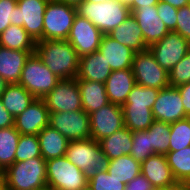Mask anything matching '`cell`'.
<instances>
[{
  "mask_svg": "<svg viewBox=\"0 0 190 190\" xmlns=\"http://www.w3.org/2000/svg\"><path fill=\"white\" fill-rule=\"evenodd\" d=\"M35 53L58 78H76L79 56L67 40H40Z\"/></svg>",
  "mask_w": 190,
  "mask_h": 190,
  "instance_id": "cell-1",
  "label": "cell"
},
{
  "mask_svg": "<svg viewBox=\"0 0 190 190\" xmlns=\"http://www.w3.org/2000/svg\"><path fill=\"white\" fill-rule=\"evenodd\" d=\"M3 185L8 190L46 189V160L36 157L26 161H15L4 171Z\"/></svg>",
  "mask_w": 190,
  "mask_h": 190,
  "instance_id": "cell-2",
  "label": "cell"
},
{
  "mask_svg": "<svg viewBox=\"0 0 190 190\" xmlns=\"http://www.w3.org/2000/svg\"><path fill=\"white\" fill-rule=\"evenodd\" d=\"M76 8L77 14L88 19L103 35L111 33L131 14L129 6L119 0H109L101 3L84 0Z\"/></svg>",
  "mask_w": 190,
  "mask_h": 190,
  "instance_id": "cell-3",
  "label": "cell"
},
{
  "mask_svg": "<svg viewBox=\"0 0 190 190\" xmlns=\"http://www.w3.org/2000/svg\"><path fill=\"white\" fill-rule=\"evenodd\" d=\"M65 157L76 165L89 180L98 172L107 170L109 159L94 139L69 141Z\"/></svg>",
  "mask_w": 190,
  "mask_h": 190,
  "instance_id": "cell-4",
  "label": "cell"
},
{
  "mask_svg": "<svg viewBox=\"0 0 190 190\" xmlns=\"http://www.w3.org/2000/svg\"><path fill=\"white\" fill-rule=\"evenodd\" d=\"M60 80L37 54L33 53L22 69L18 84L22 85L36 99H43Z\"/></svg>",
  "mask_w": 190,
  "mask_h": 190,
  "instance_id": "cell-5",
  "label": "cell"
},
{
  "mask_svg": "<svg viewBox=\"0 0 190 190\" xmlns=\"http://www.w3.org/2000/svg\"><path fill=\"white\" fill-rule=\"evenodd\" d=\"M76 15L75 6L49 0L44 12L43 40H66Z\"/></svg>",
  "mask_w": 190,
  "mask_h": 190,
  "instance_id": "cell-6",
  "label": "cell"
},
{
  "mask_svg": "<svg viewBox=\"0 0 190 190\" xmlns=\"http://www.w3.org/2000/svg\"><path fill=\"white\" fill-rule=\"evenodd\" d=\"M47 188L51 190H80L88 185V179L65 156L46 161Z\"/></svg>",
  "mask_w": 190,
  "mask_h": 190,
  "instance_id": "cell-7",
  "label": "cell"
},
{
  "mask_svg": "<svg viewBox=\"0 0 190 190\" xmlns=\"http://www.w3.org/2000/svg\"><path fill=\"white\" fill-rule=\"evenodd\" d=\"M131 69L138 85L159 90L170 86L169 73L156 62L149 49L135 53Z\"/></svg>",
  "mask_w": 190,
  "mask_h": 190,
  "instance_id": "cell-8",
  "label": "cell"
},
{
  "mask_svg": "<svg viewBox=\"0 0 190 190\" xmlns=\"http://www.w3.org/2000/svg\"><path fill=\"white\" fill-rule=\"evenodd\" d=\"M49 0H17L13 25L22 26L38 42L43 40L44 12Z\"/></svg>",
  "mask_w": 190,
  "mask_h": 190,
  "instance_id": "cell-9",
  "label": "cell"
},
{
  "mask_svg": "<svg viewBox=\"0 0 190 190\" xmlns=\"http://www.w3.org/2000/svg\"><path fill=\"white\" fill-rule=\"evenodd\" d=\"M156 62L169 71L188 53L190 42L179 33L169 32L158 42L148 47Z\"/></svg>",
  "mask_w": 190,
  "mask_h": 190,
  "instance_id": "cell-10",
  "label": "cell"
},
{
  "mask_svg": "<svg viewBox=\"0 0 190 190\" xmlns=\"http://www.w3.org/2000/svg\"><path fill=\"white\" fill-rule=\"evenodd\" d=\"M49 126L69 141L91 139L89 114L84 110L50 113Z\"/></svg>",
  "mask_w": 190,
  "mask_h": 190,
  "instance_id": "cell-11",
  "label": "cell"
},
{
  "mask_svg": "<svg viewBox=\"0 0 190 190\" xmlns=\"http://www.w3.org/2000/svg\"><path fill=\"white\" fill-rule=\"evenodd\" d=\"M43 100L50 113L83 110L77 79H61Z\"/></svg>",
  "mask_w": 190,
  "mask_h": 190,
  "instance_id": "cell-12",
  "label": "cell"
},
{
  "mask_svg": "<svg viewBox=\"0 0 190 190\" xmlns=\"http://www.w3.org/2000/svg\"><path fill=\"white\" fill-rule=\"evenodd\" d=\"M91 138L99 141L125 127L122 106L109 103L89 114Z\"/></svg>",
  "mask_w": 190,
  "mask_h": 190,
  "instance_id": "cell-13",
  "label": "cell"
},
{
  "mask_svg": "<svg viewBox=\"0 0 190 190\" xmlns=\"http://www.w3.org/2000/svg\"><path fill=\"white\" fill-rule=\"evenodd\" d=\"M103 33L88 19L76 15L68 38L79 57L98 51Z\"/></svg>",
  "mask_w": 190,
  "mask_h": 190,
  "instance_id": "cell-14",
  "label": "cell"
},
{
  "mask_svg": "<svg viewBox=\"0 0 190 190\" xmlns=\"http://www.w3.org/2000/svg\"><path fill=\"white\" fill-rule=\"evenodd\" d=\"M152 114L154 120L169 124L187 118L179 89L171 86L160 89Z\"/></svg>",
  "mask_w": 190,
  "mask_h": 190,
  "instance_id": "cell-15",
  "label": "cell"
},
{
  "mask_svg": "<svg viewBox=\"0 0 190 190\" xmlns=\"http://www.w3.org/2000/svg\"><path fill=\"white\" fill-rule=\"evenodd\" d=\"M50 112L43 99H35L14 119L15 129L22 135H37L49 125Z\"/></svg>",
  "mask_w": 190,
  "mask_h": 190,
  "instance_id": "cell-16",
  "label": "cell"
},
{
  "mask_svg": "<svg viewBox=\"0 0 190 190\" xmlns=\"http://www.w3.org/2000/svg\"><path fill=\"white\" fill-rule=\"evenodd\" d=\"M137 21L139 28L143 33L145 44L149 47L158 42L170 31L158 16L156 6L138 7L131 13Z\"/></svg>",
  "mask_w": 190,
  "mask_h": 190,
  "instance_id": "cell-17",
  "label": "cell"
},
{
  "mask_svg": "<svg viewBox=\"0 0 190 190\" xmlns=\"http://www.w3.org/2000/svg\"><path fill=\"white\" fill-rule=\"evenodd\" d=\"M141 174L154 188L168 189L178 184L164 154H153L141 162Z\"/></svg>",
  "mask_w": 190,
  "mask_h": 190,
  "instance_id": "cell-18",
  "label": "cell"
},
{
  "mask_svg": "<svg viewBox=\"0 0 190 190\" xmlns=\"http://www.w3.org/2000/svg\"><path fill=\"white\" fill-rule=\"evenodd\" d=\"M98 51L109 63L112 71L131 69L135 52L109 35L102 36Z\"/></svg>",
  "mask_w": 190,
  "mask_h": 190,
  "instance_id": "cell-19",
  "label": "cell"
},
{
  "mask_svg": "<svg viewBox=\"0 0 190 190\" xmlns=\"http://www.w3.org/2000/svg\"><path fill=\"white\" fill-rule=\"evenodd\" d=\"M104 84L109 101L123 106L136 80L132 69H123L112 71Z\"/></svg>",
  "mask_w": 190,
  "mask_h": 190,
  "instance_id": "cell-20",
  "label": "cell"
},
{
  "mask_svg": "<svg viewBox=\"0 0 190 190\" xmlns=\"http://www.w3.org/2000/svg\"><path fill=\"white\" fill-rule=\"evenodd\" d=\"M112 70L99 51L79 57L76 79L105 83Z\"/></svg>",
  "mask_w": 190,
  "mask_h": 190,
  "instance_id": "cell-21",
  "label": "cell"
},
{
  "mask_svg": "<svg viewBox=\"0 0 190 190\" xmlns=\"http://www.w3.org/2000/svg\"><path fill=\"white\" fill-rule=\"evenodd\" d=\"M35 51H21L0 46V76L8 83H18L27 59Z\"/></svg>",
  "mask_w": 190,
  "mask_h": 190,
  "instance_id": "cell-22",
  "label": "cell"
},
{
  "mask_svg": "<svg viewBox=\"0 0 190 190\" xmlns=\"http://www.w3.org/2000/svg\"><path fill=\"white\" fill-rule=\"evenodd\" d=\"M108 35L120 44L132 49L135 53L148 49L143 38V33L132 14Z\"/></svg>",
  "mask_w": 190,
  "mask_h": 190,
  "instance_id": "cell-23",
  "label": "cell"
},
{
  "mask_svg": "<svg viewBox=\"0 0 190 190\" xmlns=\"http://www.w3.org/2000/svg\"><path fill=\"white\" fill-rule=\"evenodd\" d=\"M77 84L82 108L87 114H91L110 103L104 83L77 79Z\"/></svg>",
  "mask_w": 190,
  "mask_h": 190,
  "instance_id": "cell-24",
  "label": "cell"
},
{
  "mask_svg": "<svg viewBox=\"0 0 190 190\" xmlns=\"http://www.w3.org/2000/svg\"><path fill=\"white\" fill-rule=\"evenodd\" d=\"M41 156L46 160L65 156L69 140L51 126L45 127L38 134Z\"/></svg>",
  "mask_w": 190,
  "mask_h": 190,
  "instance_id": "cell-25",
  "label": "cell"
},
{
  "mask_svg": "<svg viewBox=\"0 0 190 190\" xmlns=\"http://www.w3.org/2000/svg\"><path fill=\"white\" fill-rule=\"evenodd\" d=\"M5 109L15 118L23 113L36 99L22 85L18 83L8 84L0 96Z\"/></svg>",
  "mask_w": 190,
  "mask_h": 190,
  "instance_id": "cell-26",
  "label": "cell"
},
{
  "mask_svg": "<svg viewBox=\"0 0 190 190\" xmlns=\"http://www.w3.org/2000/svg\"><path fill=\"white\" fill-rule=\"evenodd\" d=\"M98 142L109 160L119 158L123 155H130L133 145L132 131L123 127L114 134L103 138Z\"/></svg>",
  "mask_w": 190,
  "mask_h": 190,
  "instance_id": "cell-27",
  "label": "cell"
},
{
  "mask_svg": "<svg viewBox=\"0 0 190 190\" xmlns=\"http://www.w3.org/2000/svg\"><path fill=\"white\" fill-rule=\"evenodd\" d=\"M0 46L21 51H35V42L22 26L10 24L0 34Z\"/></svg>",
  "mask_w": 190,
  "mask_h": 190,
  "instance_id": "cell-28",
  "label": "cell"
},
{
  "mask_svg": "<svg viewBox=\"0 0 190 190\" xmlns=\"http://www.w3.org/2000/svg\"><path fill=\"white\" fill-rule=\"evenodd\" d=\"M107 172L125 185L141 174V162L131 155H123L109 161Z\"/></svg>",
  "mask_w": 190,
  "mask_h": 190,
  "instance_id": "cell-29",
  "label": "cell"
},
{
  "mask_svg": "<svg viewBox=\"0 0 190 190\" xmlns=\"http://www.w3.org/2000/svg\"><path fill=\"white\" fill-rule=\"evenodd\" d=\"M19 137L14 126L0 129V167L3 171L15 162Z\"/></svg>",
  "mask_w": 190,
  "mask_h": 190,
  "instance_id": "cell-30",
  "label": "cell"
},
{
  "mask_svg": "<svg viewBox=\"0 0 190 190\" xmlns=\"http://www.w3.org/2000/svg\"><path fill=\"white\" fill-rule=\"evenodd\" d=\"M125 127L130 131L147 130L153 123L152 109L145 106H122Z\"/></svg>",
  "mask_w": 190,
  "mask_h": 190,
  "instance_id": "cell-31",
  "label": "cell"
},
{
  "mask_svg": "<svg viewBox=\"0 0 190 190\" xmlns=\"http://www.w3.org/2000/svg\"><path fill=\"white\" fill-rule=\"evenodd\" d=\"M165 156L174 179L184 184L190 178V146L168 152Z\"/></svg>",
  "mask_w": 190,
  "mask_h": 190,
  "instance_id": "cell-32",
  "label": "cell"
},
{
  "mask_svg": "<svg viewBox=\"0 0 190 190\" xmlns=\"http://www.w3.org/2000/svg\"><path fill=\"white\" fill-rule=\"evenodd\" d=\"M148 130L150 150L154 154L166 155L169 152L170 146V124L154 120Z\"/></svg>",
  "mask_w": 190,
  "mask_h": 190,
  "instance_id": "cell-33",
  "label": "cell"
},
{
  "mask_svg": "<svg viewBox=\"0 0 190 190\" xmlns=\"http://www.w3.org/2000/svg\"><path fill=\"white\" fill-rule=\"evenodd\" d=\"M190 146V121L188 118L170 124L169 152Z\"/></svg>",
  "mask_w": 190,
  "mask_h": 190,
  "instance_id": "cell-34",
  "label": "cell"
},
{
  "mask_svg": "<svg viewBox=\"0 0 190 190\" xmlns=\"http://www.w3.org/2000/svg\"><path fill=\"white\" fill-rule=\"evenodd\" d=\"M158 94L159 89L136 84L123 106H145L152 109Z\"/></svg>",
  "mask_w": 190,
  "mask_h": 190,
  "instance_id": "cell-35",
  "label": "cell"
},
{
  "mask_svg": "<svg viewBox=\"0 0 190 190\" xmlns=\"http://www.w3.org/2000/svg\"><path fill=\"white\" fill-rule=\"evenodd\" d=\"M36 157H42L38 136L20 134L15 161H26Z\"/></svg>",
  "mask_w": 190,
  "mask_h": 190,
  "instance_id": "cell-36",
  "label": "cell"
},
{
  "mask_svg": "<svg viewBox=\"0 0 190 190\" xmlns=\"http://www.w3.org/2000/svg\"><path fill=\"white\" fill-rule=\"evenodd\" d=\"M132 149L130 155L137 161L143 162L154 153L150 150L149 130L132 132Z\"/></svg>",
  "mask_w": 190,
  "mask_h": 190,
  "instance_id": "cell-37",
  "label": "cell"
},
{
  "mask_svg": "<svg viewBox=\"0 0 190 190\" xmlns=\"http://www.w3.org/2000/svg\"><path fill=\"white\" fill-rule=\"evenodd\" d=\"M189 82H190V50L169 71V85L171 87H177Z\"/></svg>",
  "mask_w": 190,
  "mask_h": 190,
  "instance_id": "cell-38",
  "label": "cell"
},
{
  "mask_svg": "<svg viewBox=\"0 0 190 190\" xmlns=\"http://www.w3.org/2000/svg\"><path fill=\"white\" fill-rule=\"evenodd\" d=\"M88 186L91 190H124L126 185L105 170L89 179Z\"/></svg>",
  "mask_w": 190,
  "mask_h": 190,
  "instance_id": "cell-39",
  "label": "cell"
},
{
  "mask_svg": "<svg viewBox=\"0 0 190 190\" xmlns=\"http://www.w3.org/2000/svg\"><path fill=\"white\" fill-rule=\"evenodd\" d=\"M158 16L166 25L170 32L176 31L177 11L178 8L172 7L170 4L160 1L157 6Z\"/></svg>",
  "mask_w": 190,
  "mask_h": 190,
  "instance_id": "cell-40",
  "label": "cell"
},
{
  "mask_svg": "<svg viewBox=\"0 0 190 190\" xmlns=\"http://www.w3.org/2000/svg\"><path fill=\"white\" fill-rule=\"evenodd\" d=\"M17 0H0V34L13 24L14 9Z\"/></svg>",
  "mask_w": 190,
  "mask_h": 190,
  "instance_id": "cell-41",
  "label": "cell"
},
{
  "mask_svg": "<svg viewBox=\"0 0 190 190\" xmlns=\"http://www.w3.org/2000/svg\"><path fill=\"white\" fill-rule=\"evenodd\" d=\"M176 33L190 42V6L178 8Z\"/></svg>",
  "mask_w": 190,
  "mask_h": 190,
  "instance_id": "cell-42",
  "label": "cell"
},
{
  "mask_svg": "<svg viewBox=\"0 0 190 190\" xmlns=\"http://www.w3.org/2000/svg\"><path fill=\"white\" fill-rule=\"evenodd\" d=\"M153 188L151 183L142 174H139L132 181H129L125 186L126 190H151Z\"/></svg>",
  "mask_w": 190,
  "mask_h": 190,
  "instance_id": "cell-43",
  "label": "cell"
},
{
  "mask_svg": "<svg viewBox=\"0 0 190 190\" xmlns=\"http://www.w3.org/2000/svg\"><path fill=\"white\" fill-rule=\"evenodd\" d=\"M182 96L185 114L190 115V82L177 86Z\"/></svg>",
  "mask_w": 190,
  "mask_h": 190,
  "instance_id": "cell-44",
  "label": "cell"
},
{
  "mask_svg": "<svg viewBox=\"0 0 190 190\" xmlns=\"http://www.w3.org/2000/svg\"><path fill=\"white\" fill-rule=\"evenodd\" d=\"M14 117L5 109L0 99V129L14 126Z\"/></svg>",
  "mask_w": 190,
  "mask_h": 190,
  "instance_id": "cell-45",
  "label": "cell"
},
{
  "mask_svg": "<svg viewBox=\"0 0 190 190\" xmlns=\"http://www.w3.org/2000/svg\"><path fill=\"white\" fill-rule=\"evenodd\" d=\"M160 0H133L129 5L130 12L132 13L138 7H153L157 6Z\"/></svg>",
  "mask_w": 190,
  "mask_h": 190,
  "instance_id": "cell-46",
  "label": "cell"
},
{
  "mask_svg": "<svg viewBox=\"0 0 190 190\" xmlns=\"http://www.w3.org/2000/svg\"><path fill=\"white\" fill-rule=\"evenodd\" d=\"M160 1L166 2L175 8H182L190 4V0H160Z\"/></svg>",
  "mask_w": 190,
  "mask_h": 190,
  "instance_id": "cell-47",
  "label": "cell"
},
{
  "mask_svg": "<svg viewBox=\"0 0 190 190\" xmlns=\"http://www.w3.org/2000/svg\"><path fill=\"white\" fill-rule=\"evenodd\" d=\"M58 1L77 7L84 0H58Z\"/></svg>",
  "mask_w": 190,
  "mask_h": 190,
  "instance_id": "cell-48",
  "label": "cell"
},
{
  "mask_svg": "<svg viewBox=\"0 0 190 190\" xmlns=\"http://www.w3.org/2000/svg\"><path fill=\"white\" fill-rule=\"evenodd\" d=\"M8 83L0 76V96L5 91Z\"/></svg>",
  "mask_w": 190,
  "mask_h": 190,
  "instance_id": "cell-49",
  "label": "cell"
},
{
  "mask_svg": "<svg viewBox=\"0 0 190 190\" xmlns=\"http://www.w3.org/2000/svg\"><path fill=\"white\" fill-rule=\"evenodd\" d=\"M167 190H188V189L184 184L178 183L176 186L168 188Z\"/></svg>",
  "mask_w": 190,
  "mask_h": 190,
  "instance_id": "cell-50",
  "label": "cell"
},
{
  "mask_svg": "<svg viewBox=\"0 0 190 190\" xmlns=\"http://www.w3.org/2000/svg\"><path fill=\"white\" fill-rule=\"evenodd\" d=\"M121 3H123V4H125V5H127V6H129L131 3H132V1L133 0H119Z\"/></svg>",
  "mask_w": 190,
  "mask_h": 190,
  "instance_id": "cell-51",
  "label": "cell"
},
{
  "mask_svg": "<svg viewBox=\"0 0 190 190\" xmlns=\"http://www.w3.org/2000/svg\"><path fill=\"white\" fill-rule=\"evenodd\" d=\"M85 1H90L93 3H101V2H105V1H109V0H85Z\"/></svg>",
  "mask_w": 190,
  "mask_h": 190,
  "instance_id": "cell-52",
  "label": "cell"
},
{
  "mask_svg": "<svg viewBox=\"0 0 190 190\" xmlns=\"http://www.w3.org/2000/svg\"><path fill=\"white\" fill-rule=\"evenodd\" d=\"M188 190H190V178L184 183Z\"/></svg>",
  "mask_w": 190,
  "mask_h": 190,
  "instance_id": "cell-53",
  "label": "cell"
},
{
  "mask_svg": "<svg viewBox=\"0 0 190 190\" xmlns=\"http://www.w3.org/2000/svg\"><path fill=\"white\" fill-rule=\"evenodd\" d=\"M3 177H4V171L0 167V178H3Z\"/></svg>",
  "mask_w": 190,
  "mask_h": 190,
  "instance_id": "cell-54",
  "label": "cell"
},
{
  "mask_svg": "<svg viewBox=\"0 0 190 190\" xmlns=\"http://www.w3.org/2000/svg\"><path fill=\"white\" fill-rule=\"evenodd\" d=\"M80 190H91V188L87 185L86 187L81 188Z\"/></svg>",
  "mask_w": 190,
  "mask_h": 190,
  "instance_id": "cell-55",
  "label": "cell"
},
{
  "mask_svg": "<svg viewBox=\"0 0 190 190\" xmlns=\"http://www.w3.org/2000/svg\"><path fill=\"white\" fill-rule=\"evenodd\" d=\"M0 190H8L4 185L0 187Z\"/></svg>",
  "mask_w": 190,
  "mask_h": 190,
  "instance_id": "cell-56",
  "label": "cell"
},
{
  "mask_svg": "<svg viewBox=\"0 0 190 190\" xmlns=\"http://www.w3.org/2000/svg\"><path fill=\"white\" fill-rule=\"evenodd\" d=\"M151 190H167V189H164V188H153Z\"/></svg>",
  "mask_w": 190,
  "mask_h": 190,
  "instance_id": "cell-57",
  "label": "cell"
},
{
  "mask_svg": "<svg viewBox=\"0 0 190 190\" xmlns=\"http://www.w3.org/2000/svg\"><path fill=\"white\" fill-rule=\"evenodd\" d=\"M3 185V178H0V187Z\"/></svg>",
  "mask_w": 190,
  "mask_h": 190,
  "instance_id": "cell-58",
  "label": "cell"
}]
</instances>
